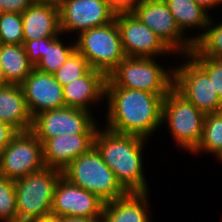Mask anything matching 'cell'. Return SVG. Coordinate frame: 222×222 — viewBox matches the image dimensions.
<instances>
[{
  "mask_svg": "<svg viewBox=\"0 0 222 222\" xmlns=\"http://www.w3.org/2000/svg\"><path fill=\"white\" fill-rule=\"evenodd\" d=\"M166 95L121 87H105V127L146 139L162 126V102Z\"/></svg>",
  "mask_w": 222,
  "mask_h": 222,
  "instance_id": "obj_1",
  "label": "cell"
},
{
  "mask_svg": "<svg viewBox=\"0 0 222 222\" xmlns=\"http://www.w3.org/2000/svg\"><path fill=\"white\" fill-rule=\"evenodd\" d=\"M147 141L146 138L121 134L106 127H99L95 132L94 146L128 193L149 192L142 160Z\"/></svg>",
  "mask_w": 222,
  "mask_h": 222,
  "instance_id": "obj_2",
  "label": "cell"
},
{
  "mask_svg": "<svg viewBox=\"0 0 222 222\" xmlns=\"http://www.w3.org/2000/svg\"><path fill=\"white\" fill-rule=\"evenodd\" d=\"M156 58L125 57L108 75L105 87L142 90L167 95L173 88L174 68L166 69Z\"/></svg>",
  "mask_w": 222,
  "mask_h": 222,
  "instance_id": "obj_3",
  "label": "cell"
},
{
  "mask_svg": "<svg viewBox=\"0 0 222 222\" xmlns=\"http://www.w3.org/2000/svg\"><path fill=\"white\" fill-rule=\"evenodd\" d=\"M62 175L70 183L96 194L104 202L128 194L95 146L74 159L62 171Z\"/></svg>",
  "mask_w": 222,
  "mask_h": 222,
  "instance_id": "obj_4",
  "label": "cell"
},
{
  "mask_svg": "<svg viewBox=\"0 0 222 222\" xmlns=\"http://www.w3.org/2000/svg\"><path fill=\"white\" fill-rule=\"evenodd\" d=\"M62 171L44 167L14 181L17 222H30L51 214L56 185Z\"/></svg>",
  "mask_w": 222,
  "mask_h": 222,
  "instance_id": "obj_5",
  "label": "cell"
},
{
  "mask_svg": "<svg viewBox=\"0 0 222 222\" xmlns=\"http://www.w3.org/2000/svg\"><path fill=\"white\" fill-rule=\"evenodd\" d=\"M205 114L174 87L163 98L161 123H166L176 146L192 153L200 143Z\"/></svg>",
  "mask_w": 222,
  "mask_h": 222,
  "instance_id": "obj_6",
  "label": "cell"
},
{
  "mask_svg": "<svg viewBox=\"0 0 222 222\" xmlns=\"http://www.w3.org/2000/svg\"><path fill=\"white\" fill-rule=\"evenodd\" d=\"M76 39V50L86 58L92 69L106 76L126 57L115 19L80 33Z\"/></svg>",
  "mask_w": 222,
  "mask_h": 222,
  "instance_id": "obj_7",
  "label": "cell"
},
{
  "mask_svg": "<svg viewBox=\"0 0 222 222\" xmlns=\"http://www.w3.org/2000/svg\"><path fill=\"white\" fill-rule=\"evenodd\" d=\"M132 13L179 56L188 55L194 48L192 36L184 35L164 0H139Z\"/></svg>",
  "mask_w": 222,
  "mask_h": 222,
  "instance_id": "obj_8",
  "label": "cell"
},
{
  "mask_svg": "<svg viewBox=\"0 0 222 222\" xmlns=\"http://www.w3.org/2000/svg\"><path fill=\"white\" fill-rule=\"evenodd\" d=\"M182 58V65L174 68L173 87L205 115L222 111V100L209 75L189 55Z\"/></svg>",
  "mask_w": 222,
  "mask_h": 222,
  "instance_id": "obj_9",
  "label": "cell"
},
{
  "mask_svg": "<svg viewBox=\"0 0 222 222\" xmlns=\"http://www.w3.org/2000/svg\"><path fill=\"white\" fill-rule=\"evenodd\" d=\"M44 167L43 146L32 130L18 131L0 154V175L13 181Z\"/></svg>",
  "mask_w": 222,
  "mask_h": 222,
  "instance_id": "obj_10",
  "label": "cell"
},
{
  "mask_svg": "<svg viewBox=\"0 0 222 222\" xmlns=\"http://www.w3.org/2000/svg\"><path fill=\"white\" fill-rule=\"evenodd\" d=\"M98 128L93 113L64 106L36 115L32 131L43 144L47 139L59 135L95 134Z\"/></svg>",
  "mask_w": 222,
  "mask_h": 222,
  "instance_id": "obj_11",
  "label": "cell"
},
{
  "mask_svg": "<svg viewBox=\"0 0 222 222\" xmlns=\"http://www.w3.org/2000/svg\"><path fill=\"white\" fill-rule=\"evenodd\" d=\"M115 15L107 0H62L59 6L61 34L73 32L77 37L86 30L112 22Z\"/></svg>",
  "mask_w": 222,
  "mask_h": 222,
  "instance_id": "obj_12",
  "label": "cell"
},
{
  "mask_svg": "<svg viewBox=\"0 0 222 222\" xmlns=\"http://www.w3.org/2000/svg\"><path fill=\"white\" fill-rule=\"evenodd\" d=\"M115 20L126 57L157 58V56L160 57L167 53L175 55L155 32L143 24L132 12L117 13Z\"/></svg>",
  "mask_w": 222,
  "mask_h": 222,
  "instance_id": "obj_13",
  "label": "cell"
},
{
  "mask_svg": "<svg viewBox=\"0 0 222 222\" xmlns=\"http://www.w3.org/2000/svg\"><path fill=\"white\" fill-rule=\"evenodd\" d=\"M104 201L96 194L59 179L53 197L51 214L60 217L102 218Z\"/></svg>",
  "mask_w": 222,
  "mask_h": 222,
  "instance_id": "obj_14",
  "label": "cell"
},
{
  "mask_svg": "<svg viewBox=\"0 0 222 222\" xmlns=\"http://www.w3.org/2000/svg\"><path fill=\"white\" fill-rule=\"evenodd\" d=\"M31 116L65 106L63 86L53 74L33 68L21 84Z\"/></svg>",
  "mask_w": 222,
  "mask_h": 222,
  "instance_id": "obj_15",
  "label": "cell"
},
{
  "mask_svg": "<svg viewBox=\"0 0 222 222\" xmlns=\"http://www.w3.org/2000/svg\"><path fill=\"white\" fill-rule=\"evenodd\" d=\"M95 134L59 135L43 144V160L46 167L63 171L74 159L94 146Z\"/></svg>",
  "mask_w": 222,
  "mask_h": 222,
  "instance_id": "obj_16",
  "label": "cell"
},
{
  "mask_svg": "<svg viewBox=\"0 0 222 222\" xmlns=\"http://www.w3.org/2000/svg\"><path fill=\"white\" fill-rule=\"evenodd\" d=\"M106 80L107 76L103 72L91 69L86 75L63 86L65 106L92 113L93 103L105 98Z\"/></svg>",
  "mask_w": 222,
  "mask_h": 222,
  "instance_id": "obj_17",
  "label": "cell"
},
{
  "mask_svg": "<svg viewBox=\"0 0 222 222\" xmlns=\"http://www.w3.org/2000/svg\"><path fill=\"white\" fill-rule=\"evenodd\" d=\"M21 16L23 41L58 37L61 34L59 7L55 5L33 3Z\"/></svg>",
  "mask_w": 222,
  "mask_h": 222,
  "instance_id": "obj_18",
  "label": "cell"
},
{
  "mask_svg": "<svg viewBox=\"0 0 222 222\" xmlns=\"http://www.w3.org/2000/svg\"><path fill=\"white\" fill-rule=\"evenodd\" d=\"M149 192L128 193L124 197L105 202L102 222H151Z\"/></svg>",
  "mask_w": 222,
  "mask_h": 222,
  "instance_id": "obj_19",
  "label": "cell"
},
{
  "mask_svg": "<svg viewBox=\"0 0 222 222\" xmlns=\"http://www.w3.org/2000/svg\"><path fill=\"white\" fill-rule=\"evenodd\" d=\"M0 121L10 124L17 131L32 130L33 117L21 85L0 87Z\"/></svg>",
  "mask_w": 222,
  "mask_h": 222,
  "instance_id": "obj_20",
  "label": "cell"
},
{
  "mask_svg": "<svg viewBox=\"0 0 222 222\" xmlns=\"http://www.w3.org/2000/svg\"><path fill=\"white\" fill-rule=\"evenodd\" d=\"M169 11L174 16L175 22L181 32L199 29L201 34L192 36V43L195 44L205 33L211 15L193 0H164Z\"/></svg>",
  "mask_w": 222,
  "mask_h": 222,
  "instance_id": "obj_21",
  "label": "cell"
},
{
  "mask_svg": "<svg viewBox=\"0 0 222 222\" xmlns=\"http://www.w3.org/2000/svg\"><path fill=\"white\" fill-rule=\"evenodd\" d=\"M33 68L23 44H0V69L9 84L21 85Z\"/></svg>",
  "mask_w": 222,
  "mask_h": 222,
  "instance_id": "obj_22",
  "label": "cell"
},
{
  "mask_svg": "<svg viewBox=\"0 0 222 222\" xmlns=\"http://www.w3.org/2000/svg\"><path fill=\"white\" fill-rule=\"evenodd\" d=\"M200 152L214 154L218 160L222 159V111L205 115L202 138L192 154Z\"/></svg>",
  "mask_w": 222,
  "mask_h": 222,
  "instance_id": "obj_23",
  "label": "cell"
},
{
  "mask_svg": "<svg viewBox=\"0 0 222 222\" xmlns=\"http://www.w3.org/2000/svg\"><path fill=\"white\" fill-rule=\"evenodd\" d=\"M61 35L58 37H50L45 41L44 56L34 67L37 70L53 74L68 59V57L76 50L75 43L71 41L70 45L61 42Z\"/></svg>",
  "mask_w": 222,
  "mask_h": 222,
  "instance_id": "obj_24",
  "label": "cell"
},
{
  "mask_svg": "<svg viewBox=\"0 0 222 222\" xmlns=\"http://www.w3.org/2000/svg\"><path fill=\"white\" fill-rule=\"evenodd\" d=\"M209 19L204 35L194 46L204 55L214 59H222V21L216 23ZM217 24V25H216Z\"/></svg>",
  "mask_w": 222,
  "mask_h": 222,
  "instance_id": "obj_25",
  "label": "cell"
},
{
  "mask_svg": "<svg viewBox=\"0 0 222 222\" xmlns=\"http://www.w3.org/2000/svg\"><path fill=\"white\" fill-rule=\"evenodd\" d=\"M91 69L86 58L75 50L53 75L62 86H65L86 75Z\"/></svg>",
  "mask_w": 222,
  "mask_h": 222,
  "instance_id": "obj_26",
  "label": "cell"
},
{
  "mask_svg": "<svg viewBox=\"0 0 222 222\" xmlns=\"http://www.w3.org/2000/svg\"><path fill=\"white\" fill-rule=\"evenodd\" d=\"M0 43L23 44V24L21 14L11 12L1 13Z\"/></svg>",
  "mask_w": 222,
  "mask_h": 222,
  "instance_id": "obj_27",
  "label": "cell"
},
{
  "mask_svg": "<svg viewBox=\"0 0 222 222\" xmlns=\"http://www.w3.org/2000/svg\"><path fill=\"white\" fill-rule=\"evenodd\" d=\"M0 221L17 222L14 181L0 175Z\"/></svg>",
  "mask_w": 222,
  "mask_h": 222,
  "instance_id": "obj_28",
  "label": "cell"
},
{
  "mask_svg": "<svg viewBox=\"0 0 222 222\" xmlns=\"http://www.w3.org/2000/svg\"><path fill=\"white\" fill-rule=\"evenodd\" d=\"M208 75L222 100V59L204 56L195 46L188 54Z\"/></svg>",
  "mask_w": 222,
  "mask_h": 222,
  "instance_id": "obj_29",
  "label": "cell"
},
{
  "mask_svg": "<svg viewBox=\"0 0 222 222\" xmlns=\"http://www.w3.org/2000/svg\"><path fill=\"white\" fill-rule=\"evenodd\" d=\"M50 37H44L31 41H23V45L29 62L35 67L44 56L45 41Z\"/></svg>",
  "mask_w": 222,
  "mask_h": 222,
  "instance_id": "obj_30",
  "label": "cell"
},
{
  "mask_svg": "<svg viewBox=\"0 0 222 222\" xmlns=\"http://www.w3.org/2000/svg\"><path fill=\"white\" fill-rule=\"evenodd\" d=\"M32 4V0H0V10L1 12L21 14Z\"/></svg>",
  "mask_w": 222,
  "mask_h": 222,
  "instance_id": "obj_31",
  "label": "cell"
},
{
  "mask_svg": "<svg viewBox=\"0 0 222 222\" xmlns=\"http://www.w3.org/2000/svg\"><path fill=\"white\" fill-rule=\"evenodd\" d=\"M139 0H107L109 7L117 13L132 12Z\"/></svg>",
  "mask_w": 222,
  "mask_h": 222,
  "instance_id": "obj_32",
  "label": "cell"
},
{
  "mask_svg": "<svg viewBox=\"0 0 222 222\" xmlns=\"http://www.w3.org/2000/svg\"><path fill=\"white\" fill-rule=\"evenodd\" d=\"M17 132L10 124L0 121V154Z\"/></svg>",
  "mask_w": 222,
  "mask_h": 222,
  "instance_id": "obj_33",
  "label": "cell"
},
{
  "mask_svg": "<svg viewBox=\"0 0 222 222\" xmlns=\"http://www.w3.org/2000/svg\"><path fill=\"white\" fill-rule=\"evenodd\" d=\"M198 5H200L203 9H205L207 12L210 11L213 7H217L218 5H222V0H193Z\"/></svg>",
  "mask_w": 222,
  "mask_h": 222,
  "instance_id": "obj_34",
  "label": "cell"
},
{
  "mask_svg": "<svg viewBox=\"0 0 222 222\" xmlns=\"http://www.w3.org/2000/svg\"><path fill=\"white\" fill-rule=\"evenodd\" d=\"M64 222H102L101 218L65 217Z\"/></svg>",
  "mask_w": 222,
  "mask_h": 222,
  "instance_id": "obj_35",
  "label": "cell"
},
{
  "mask_svg": "<svg viewBox=\"0 0 222 222\" xmlns=\"http://www.w3.org/2000/svg\"><path fill=\"white\" fill-rule=\"evenodd\" d=\"M30 222H64V218L50 214L43 218L32 220Z\"/></svg>",
  "mask_w": 222,
  "mask_h": 222,
  "instance_id": "obj_36",
  "label": "cell"
},
{
  "mask_svg": "<svg viewBox=\"0 0 222 222\" xmlns=\"http://www.w3.org/2000/svg\"><path fill=\"white\" fill-rule=\"evenodd\" d=\"M33 3H41V4H50L55 5L57 7L60 6L62 0H32Z\"/></svg>",
  "mask_w": 222,
  "mask_h": 222,
  "instance_id": "obj_37",
  "label": "cell"
},
{
  "mask_svg": "<svg viewBox=\"0 0 222 222\" xmlns=\"http://www.w3.org/2000/svg\"><path fill=\"white\" fill-rule=\"evenodd\" d=\"M8 85H9V82L7 81V79L5 78V75L0 69V87H6Z\"/></svg>",
  "mask_w": 222,
  "mask_h": 222,
  "instance_id": "obj_38",
  "label": "cell"
}]
</instances>
